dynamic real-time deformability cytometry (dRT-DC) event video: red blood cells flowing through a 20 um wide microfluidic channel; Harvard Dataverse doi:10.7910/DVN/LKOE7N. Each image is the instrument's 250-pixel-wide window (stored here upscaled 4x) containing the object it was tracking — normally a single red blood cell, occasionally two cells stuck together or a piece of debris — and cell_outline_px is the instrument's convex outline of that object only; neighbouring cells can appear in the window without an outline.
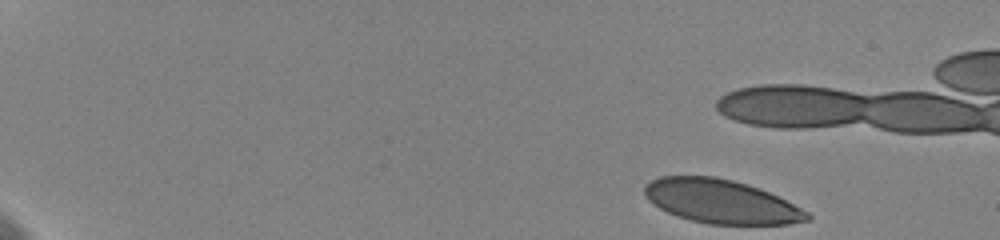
{"species": "human", "species_latin": "Homo sapiens", "temperature_condition": "cold", "stored_images_in_passage": 37, "camera_frame_rate_fps": 3000, "um_per_image_px": 0.085, "donor": {"sex": "female"}, "frame": {"image": 1, "passage_image": 1, "time_ms": 0.0, "image_size_px": [1000, 240], "cell_outline_px": [[812, 220], [788, 224], [708, 224], [676, 216], [652, 204], [644, 196], [644, 184], [660, 176], [716, 176], [748, 184], [760, 188], [808, 212], [812, 216]], "centroid_in_image_um": [61.26, 17.12], "position_along_channel_um": 23.7, "area_um2": 41.5}}